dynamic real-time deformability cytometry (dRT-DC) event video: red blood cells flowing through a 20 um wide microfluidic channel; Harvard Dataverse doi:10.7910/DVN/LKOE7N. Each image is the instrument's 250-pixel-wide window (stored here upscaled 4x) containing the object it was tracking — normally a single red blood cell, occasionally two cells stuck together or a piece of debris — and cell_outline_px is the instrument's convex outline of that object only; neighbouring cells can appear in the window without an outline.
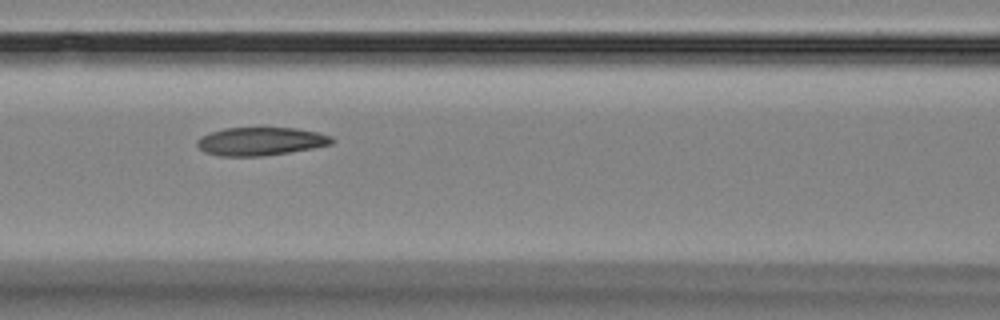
{"species": "Egyptian fruit bat (a non-hibernating species)", "species_latin": "Rousettus aegyptiacus", "temperature_condition": "room temperature", "stored_images_in_passage": 10, "camera_frame_rate_fps": 3000, "um_per_image_px": 0.085, "animal": {"sex": "female"}, "frame": {"image": 1, "passage_image": 6, "time_ms": 7.667, "image_size_px": [1000, 320], "cell_outline_px": [[336, 140], [332, 144], [312, 148], [264, 156], [220, 156], [204, 152], [196, 144], [196, 140], [200, 136], [224, 128], [296, 128], [316, 132], [332, 136]], "centroid_in_image_um": [22.15, 12.01], "position_along_channel_um": 144.5, "area_um2": 22.14}}
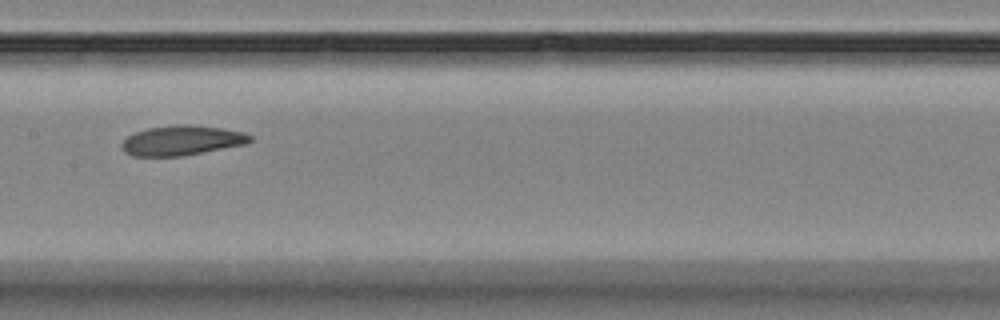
{"frame": {"image": 2, "passage_image": 7, "time_ms": 9.0, "image_size_px": [1000, 320], "cell_outline_px": [[252, 140], [244, 144], [184, 156], [132, 156], [124, 152], [120, 148], [120, 144], [128, 136], [136, 132], [148, 128], [180, 124], [188, 124], [224, 128], [244, 132], [252, 136]], "centroid_in_image_um": [15.44, 11.94], "position_along_channel_um": 192.0, "area_um2": 22.37}}
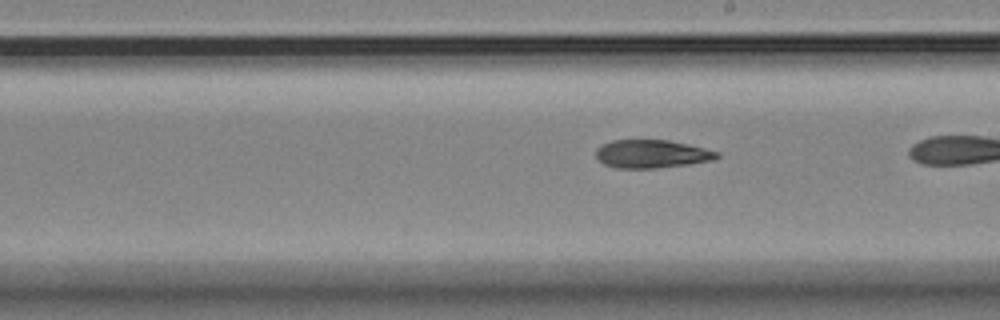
{"frame": {"image": 3, "passage_image": 9, "time_ms": 12.333, "image_size_px": [1000, 320], "cell_outline_px": [[720, 156], [712, 160], [688, 164], [656, 168], [616, 168], [604, 164], [596, 156], [596, 148], [612, 140], [668, 140], [688, 144], [720, 152]], "centroid_in_image_um": [55.4, 13.08], "position_along_channel_um": 233.6, "area_um2": 19.77}}